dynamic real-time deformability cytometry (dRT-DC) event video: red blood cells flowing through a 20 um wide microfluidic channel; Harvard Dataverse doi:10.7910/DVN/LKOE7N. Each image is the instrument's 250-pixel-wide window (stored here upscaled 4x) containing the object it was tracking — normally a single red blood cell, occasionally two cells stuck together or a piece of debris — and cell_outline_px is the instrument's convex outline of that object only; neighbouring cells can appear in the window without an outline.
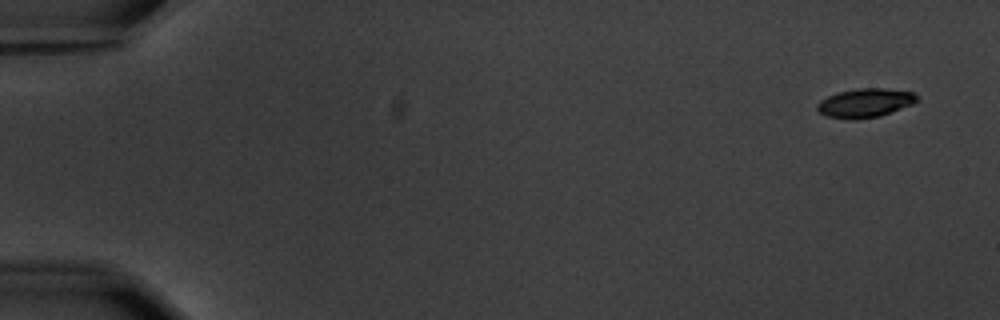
{"species": "common noctule bat (a hibernating species)", "species_latin": "Nyctalus noctula", "temperature_condition": "warm", "stored_images_in_passage": 6, "segment_of_instrument_passage": [1, 2], "camera_frame_rate_fps": 3000, "um_per_image_px": 0.085, "animal": {"sex": "male", "body_mass_g": 20.1, "forearm_length_mm": 53.5}, "frame": {"image": 1, "passage_image": 1, "time_ms": 0.0, "image_size_px": [1000, 320], "cell_outline_px": [[916, 100], [912, 104], [892, 112], [880, 116], [856, 120], [852, 120], [828, 116], [820, 112], [816, 108], [816, 104], [820, 100], [836, 92], [856, 88], [884, 88], [912, 92], [916, 96]], "centroid_in_image_um": [73.49, 8.75], "position_along_channel_um": 11.5, "area_um2": 16.82}}
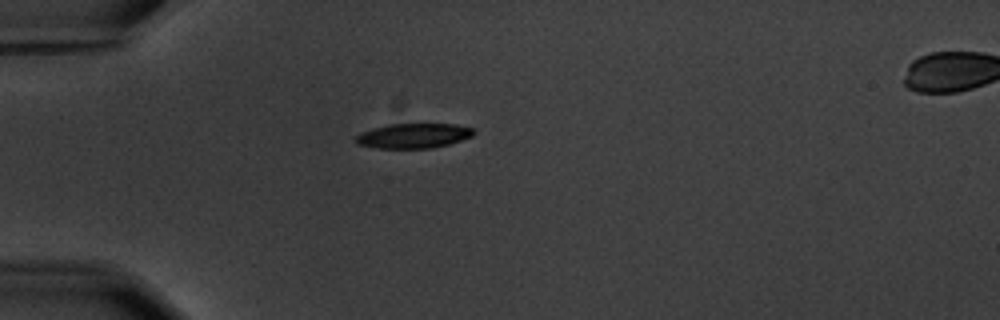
{"frame": {"image": 2, "passage_image": 5, "time_ms": 4.667, "image_size_px": [1000, 320], "cell_outline_px": [[476, 132], [472, 136], [448, 144], [432, 148], [376, 148], [356, 144], [356, 136], [360, 132], [388, 124], [456, 124], [472, 128]], "centroid_in_image_um": [35.13, 11.54], "position_along_channel_um": 49.9, "area_um2": 16.99}}